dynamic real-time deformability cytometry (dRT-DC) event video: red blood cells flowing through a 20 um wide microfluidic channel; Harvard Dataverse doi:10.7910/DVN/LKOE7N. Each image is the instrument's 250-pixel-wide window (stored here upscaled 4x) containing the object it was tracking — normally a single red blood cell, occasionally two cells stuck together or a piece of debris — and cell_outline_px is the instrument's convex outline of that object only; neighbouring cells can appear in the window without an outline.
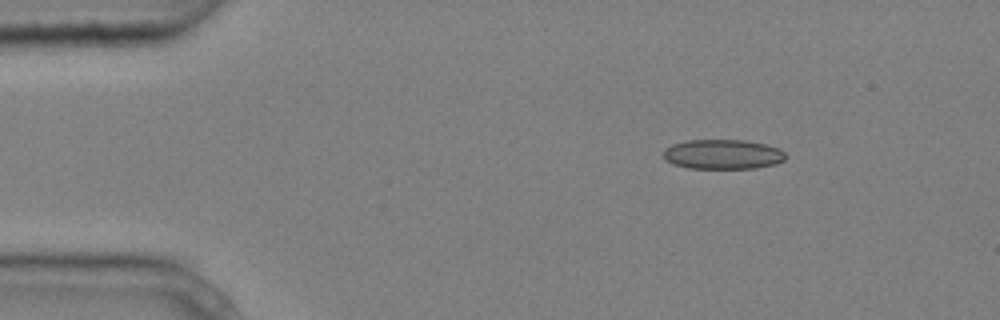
{"species": "common noctule bat (a hibernating species)", "species_latin": "Nyctalus noctula", "temperature_condition": "cold", "stored_images_in_passage": 4, "camera_frame_rate_fps": 3000, "um_per_image_px": 0.085, "animal": {"sex": "male", "body_mass_g": 20.4}, "frame": {"image": 1, "passage_image": 2, "time_ms": 0.333, "image_size_px": [1000, 320], "cell_outline_px": [[788, 156], [784, 160], [776, 164], [756, 168], [688, 168], [672, 164], [664, 160], [664, 148], [672, 144], [688, 140], [748, 140], [780, 148]], "centroid_in_image_um": [61.45, 13.11], "position_along_channel_um": 23.6, "area_um2": 21.39}}